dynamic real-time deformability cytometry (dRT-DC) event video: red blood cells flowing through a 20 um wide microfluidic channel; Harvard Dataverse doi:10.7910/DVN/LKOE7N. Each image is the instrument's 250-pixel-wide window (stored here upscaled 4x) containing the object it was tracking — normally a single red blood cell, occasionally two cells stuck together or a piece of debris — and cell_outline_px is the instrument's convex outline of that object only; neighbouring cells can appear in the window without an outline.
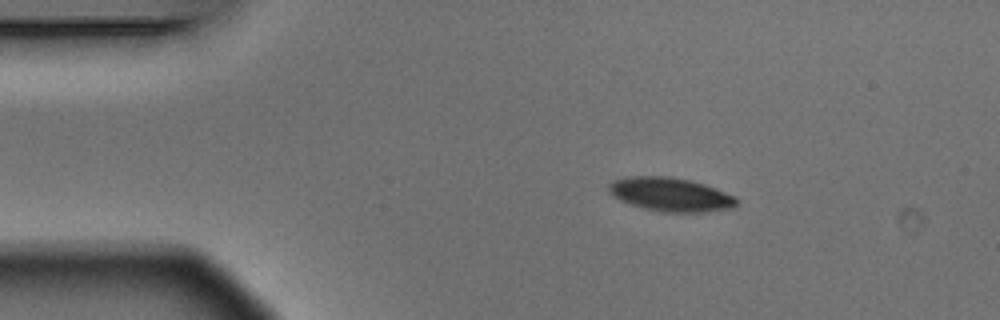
{"species": "Egyptian fruit bat (a non-hibernating species)", "species_latin": "Rousettus aegyptiacus", "temperature_condition": "warm", "stored_images_in_passage": 3, "camera_frame_rate_fps": 3000, "um_per_image_px": 0.085, "animal": {"sex": "male"}, "frame": {"image": 1, "passage_image": 1, "time_ms": 0.0, "image_size_px": [1000, 320], "cell_outline_px": [[736, 204], [728, 208], [704, 212], [660, 212], [644, 208], [620, 200], [612, 196], [608, 192], [608, 184], [612, 180], [624, 176], [668, 176], [692, 180], [716, 188], [736, 196]], "centroid_in_image_um": [56.94, 16.51], "position_along_channel_um": 28.1, "area_um2": 25.26}}
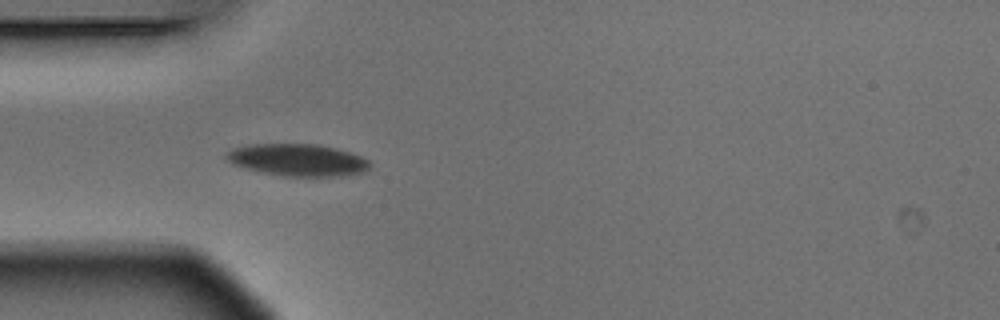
{"frame": {"image": 2, "passage_image": 3, "time_ms": 0.667, "image_size_px": [1000, 320], "cell_outline_px": [[372, 164], [364, 172], [348, 176], [284, 176], [244, 168], [232, 164], [224, 156], [232, 148], [248, 144], [316, 144], [336, 148], [360, 156], [368, 160]], "centroid_in_image_um": [25.31, 13.6], "position_along_channel_um": 59.7, "area_um2": 26.88}}